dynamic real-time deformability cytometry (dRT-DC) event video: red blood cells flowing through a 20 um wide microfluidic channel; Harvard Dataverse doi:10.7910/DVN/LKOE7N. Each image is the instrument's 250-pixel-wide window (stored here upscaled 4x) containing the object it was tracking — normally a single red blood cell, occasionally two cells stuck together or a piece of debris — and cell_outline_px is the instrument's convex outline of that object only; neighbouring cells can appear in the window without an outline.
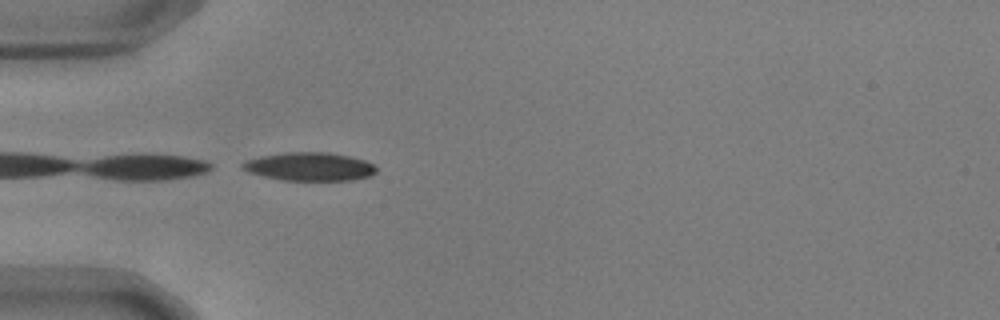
{"species": "common noctule bat (a hibernating species)", "species_latin": "Nyctalus noctula", "temperature_condition": "warm", "stored_images_in_passage": 16, "camera_frame_rate_fps": 3000, "um_per_image_px": 0.085, "animal": {"sex": "male", "body_mass_g": 17.9, "forearm_length_mm": 54.2}, "frame": {"image": 1, "passage_image": 1, "time_ms": 0.0, "image_size_px": [1000, 320], "cell_outline_px": [[376, 172], [372, 176], [352, 180], [284, 180], [264, 176], [248, 172], [240, 168], [240, 164], [244, 160], [260, 156], [284, 152], [328, 152], [348, 156], [364, 160], [372, 164], [376, 168]], "centroid_in_image_um": [26.27, 14.16], "position_along_channel_um": 58.7, "area_um2": 22.2}}
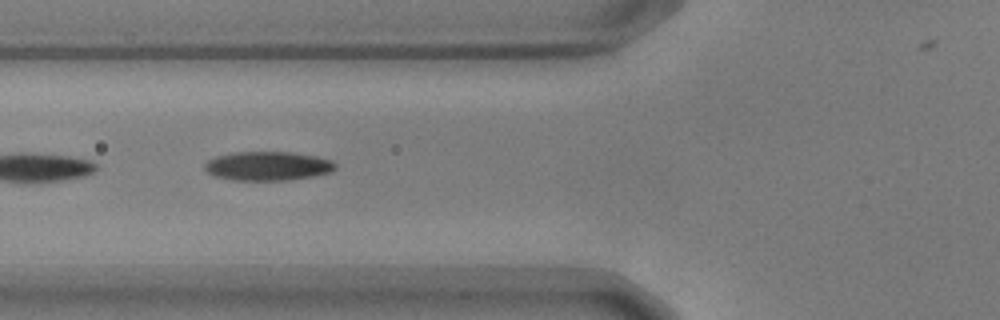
{"frame": {"image": 2, "passage_image": 5, "time_ms": 1.333, "image_size_px": [1000, 320], "cell_outline_px": [[336, 168], [332, 172], [312, 176], [288, 180], [236, 180], [216, 176], [208, 172], [204, 168], [204, 164], [208, 160], [216, 156], [232, 152], [292, 152], [316, 156], [332, 160], [336, 164]], "centroid_in_image_um": [22.78, 14.1], "position_along_channel_um": 103.0, "area_um2": 22.08}}
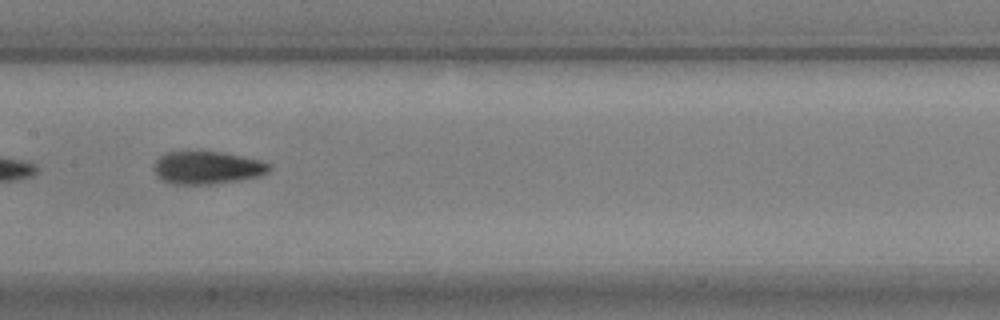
{"frame": {"image": 3, "passage_image": 12, "time_ms": 3.667, "image_size_px": [1000, 320], "cell_outline_px": [[272, 168], [268, 172], [256, 176], [216, 184], [172, 184], [160, 180], [156, 176], [152, 168], [152, 164], [164, 152], [188, 148], [220, 152], [260, 160], [272, 164]], "centroid_in_image_um": [17.5, 14.21], "position_along_channel_um": 189.9, "area_um2": 22.89}}